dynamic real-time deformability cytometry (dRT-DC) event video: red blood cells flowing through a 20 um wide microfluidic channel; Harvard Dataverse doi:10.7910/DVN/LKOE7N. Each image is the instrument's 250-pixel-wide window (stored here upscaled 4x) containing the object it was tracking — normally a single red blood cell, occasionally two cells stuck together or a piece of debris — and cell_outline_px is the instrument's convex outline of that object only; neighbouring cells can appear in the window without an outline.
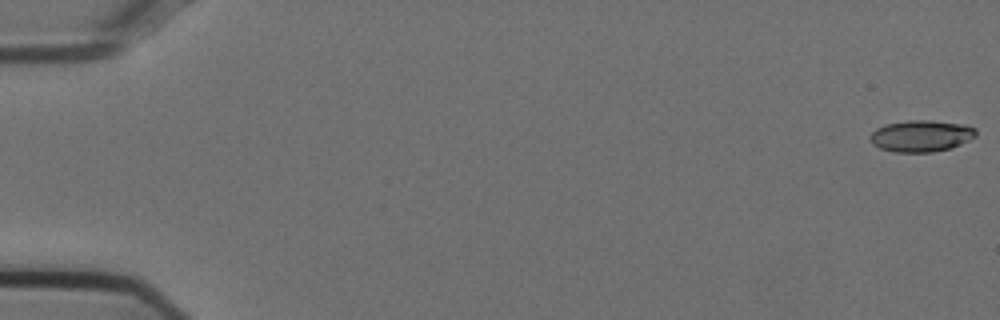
{"species": "Egyptian fruit bat (a non-hibernating species)", "species_latin": "Rousettus aegyptiacus", "temperature_condition": "cold", "stored_images_in_passage": 17, "camera_frame_rate_fps": 3000, "um_per_image_px": 0.085, "animal": {"sex": "female"}, "frame": {"image": 1, "passage_image": 1, "time_ms": 0.0, "image_size_px": [1000, 320], "cell_outline_px": [[976, 136], [952, 148], [932, 152], [892, 152], [880, 148], [872, 144], [868, 136], [876, 128], [884, 124], [908, 120], [932, 120], [964, 124], [976, 128]], "centroid_in_image_um": [78.27, 11.55], "position_along_channel_um": 6.7, "area_um2": 19.71}}
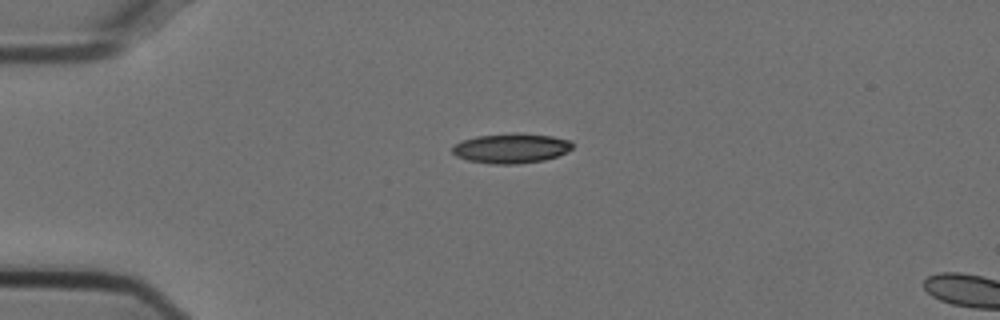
{"frame": {"image": 2, "passage_image": 14, "time_ms": 4.333, "image_size_px": [1000, 320], "cell_outline_px": [[572, 148], [556, 156], [544, 160], [516, 164], [492, 164], [468, 160], [456, 156], [452, 152], [452, 148], [460, 140], [476, 136], [516, 132], [552, 136], [572, 140]], "centroid_in_image_um": [43.43, 12.59], "position_along_channel_um": 41.6, "area_um2": 20.92}}